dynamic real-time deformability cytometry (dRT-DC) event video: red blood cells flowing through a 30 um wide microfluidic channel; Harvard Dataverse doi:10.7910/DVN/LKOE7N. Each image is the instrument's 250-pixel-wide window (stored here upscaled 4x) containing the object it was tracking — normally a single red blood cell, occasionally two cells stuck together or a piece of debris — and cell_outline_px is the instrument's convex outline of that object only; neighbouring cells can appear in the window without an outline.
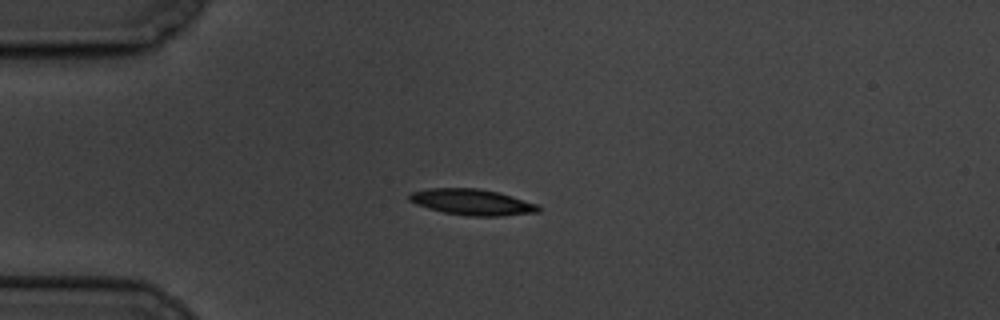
{"species": "common noctule bat (a hibernating species)", "species_latin": "Nyctalus noctula", "temperature_condition": "cold", "stored_images_in_passage": 5, "camera_frame_rate_fps": 3000, "um_per_image_px": 0.085, "animal": {"sex": "male", "body_mass_g": 19.5, "forearm_length_mm": 54.6}, "frame": {"image": 1, "passage_image": 4, "time_ms": 3.333, "image_size_px": [1000, 320], "cell_outline_px": [[540, 212], [500, 216], [468, 216], [444, 212], [428, 208], [416, 204], [408, 200], [408, 196], [412, 192], [428, 188], [480, 188], [512, 196], [536, 204], [540, 208]], "centroid_in_image_um": [40.11, 17.18], "position_along_channel_um": 44.9, "area_um2": 19.48}}